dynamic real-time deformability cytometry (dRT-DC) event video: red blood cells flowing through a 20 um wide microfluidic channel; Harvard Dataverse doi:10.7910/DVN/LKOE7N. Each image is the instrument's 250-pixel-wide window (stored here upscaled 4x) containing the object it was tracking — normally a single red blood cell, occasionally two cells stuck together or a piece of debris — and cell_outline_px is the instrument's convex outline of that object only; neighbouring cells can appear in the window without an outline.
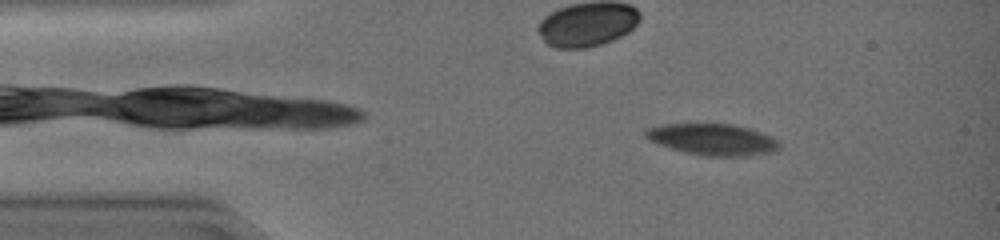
{"species": "common noctule bat (a hibernating species)", "species_latin": "Nyctalus noctula", "temperature_condition": "warm", "stored_images_in_passage": 46, "camera_frame_rate_fps": 3000, "um_per_image_px": 0.085, "animal": {"sex": "female", "body_mass_g": 19.0, "forearm_length_mm": 51.5}, "frame": {"image": 1, "passage_image": 7, "time_ms": 2.0, "image_size_px": [1000, 240], "cell_outline_px": [[780, 148], [776, 152], [752, 156], [704, 156], [684, 152], [656, 144], [648, 140], [644, 136], [644, 132], [648, 128], [664, 124], [732, 124], [748, 128], [772, 136], [780, 140]], "centroid_in_image_um": [60.61, 11.87], "position_along_channel_um": 24.4, "area_um2": 24.85}}
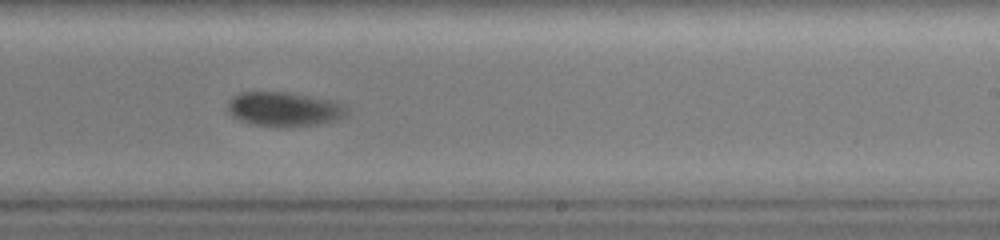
{"frame": {"image": 2, "passage_image": 29, "time_ms": 9.333, "image_size_px": [1000, 240], "cell_outline_px": [[348, 116], [336, 120], [316, 124], [252, 124], [240, 120], [232, 116], [228, 112], [228, 100], [232, 96], [244, 92], [292, 92], [328, 100], [340, 104], [348, 108]], "centroid_in_image_um": [24.14, 9.23], "position_along_channel_um": 264.9, "area_um2": 23.06}}
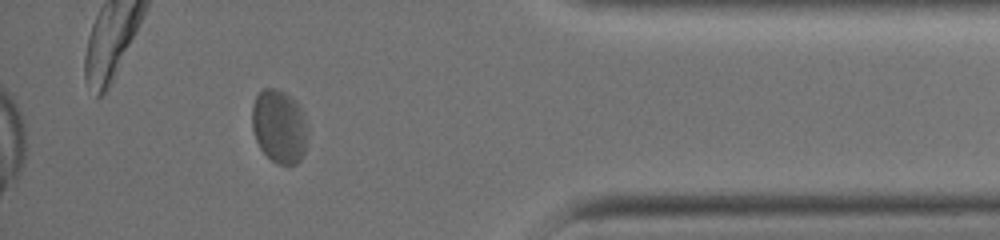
{"frame": {"image": 3, "passage_image": 41, "time_ms": 13.333, "image_size_px": [1000, 240], "cell_outline_px": [[308, 136], [304, 152], [300, 160], [296, 164], [276, 164], [260, 148], [256, 140], [252, 128], [252, 104], [256, 96], [264, 88], [276, 88], [284, 92], [296, 100], [300, 108], [308, 128]], "centroid_in_image_um": [23.74, 10.74], "position_along_channel_um": 411.5, "area_um2": 23.93}, "authors_computed_cell_mechanics": {"area_um2": 24.5939, "velocity_mm_per_s": 4.1501, "shape_relaxation_time_tau1_ms": 9.4145, "shape_relaxation_time_tau2_ms": null, "deformation_change_tau1": 0.1594, "deformation_change_tau2": null}}